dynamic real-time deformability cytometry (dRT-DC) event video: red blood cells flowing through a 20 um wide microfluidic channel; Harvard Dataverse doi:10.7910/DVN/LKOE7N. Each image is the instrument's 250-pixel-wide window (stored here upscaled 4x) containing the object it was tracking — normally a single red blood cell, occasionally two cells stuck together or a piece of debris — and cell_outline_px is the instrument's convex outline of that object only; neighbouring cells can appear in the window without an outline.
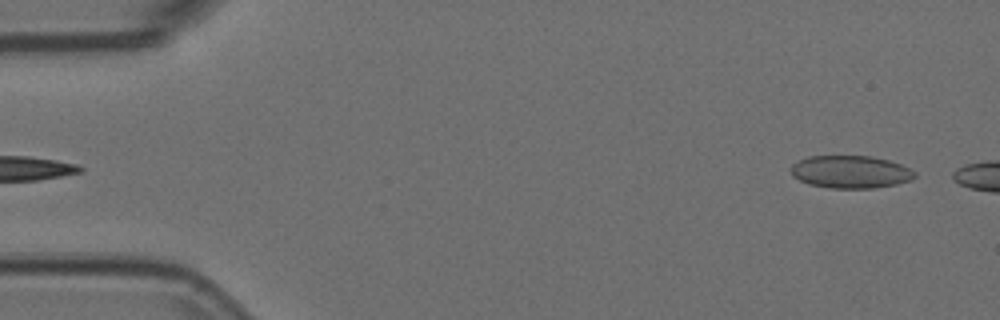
{"species": "Egyptian fruit bat (a non-hibernating species)", "species_latin": "Rousettus aegyptiacus", "temperature_condition": "room temperature", "stored_images_in_passage": 13, "camera_frame_rate_fps": 3000, "um_per_image_px": 0.085, "animal": {"sex": "female"}, "frame": {"image": 1, "passage_image": 2, "time_ms": 0.333, "image_size_px": [1000, 320], "cell_outline_px": [[916, 176], [912, 180], [896, 184], [872, 188], [828, 188], [808, 184], [792, 176], [788, 168], [792, 164], [808, 156], [872, 156], [888, 160], [900, 164], [916, 172]], "centroid_in_image_um": [72.26, 14.61], "position_along_channel_um": 12.7, "area_um2": 23.7}}